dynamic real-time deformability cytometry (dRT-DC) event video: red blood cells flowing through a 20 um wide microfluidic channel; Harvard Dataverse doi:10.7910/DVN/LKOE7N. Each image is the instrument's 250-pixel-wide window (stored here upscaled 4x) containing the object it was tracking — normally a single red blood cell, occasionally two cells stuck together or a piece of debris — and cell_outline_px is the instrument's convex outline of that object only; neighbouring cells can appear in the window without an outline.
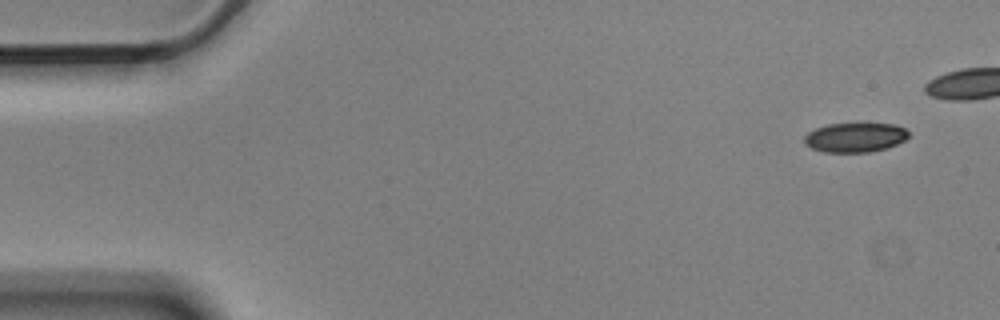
{"species": "Egyptian fruit bat (a non-hibernating species)", "species_latin": "Rousettus aegyptiacus", "temperature_condition": "cold", "stored_images_in_passage": 14, "camera_frame_rate_fps": 3000, "um_per_image_px": 0.085, "animal": {"sex": "male"}, "frame": {"image": 1, "passage_image": 1, "time_ms": 0.0, "image_size_px": [1000, 320], "cell_outline_px": [[908, 136], [904, 140], [888, 148], [868, 152], [824, 152], [812, 148], [804, 144], [804, 136], [808, 132], [816, 128], [828, 124], [892, 124], [904, 128], [908, 132]], "centroid_in_image_um": [72.65, 11.69], "position_along_channel_um": 12.3, "area_um2": 17.74}}
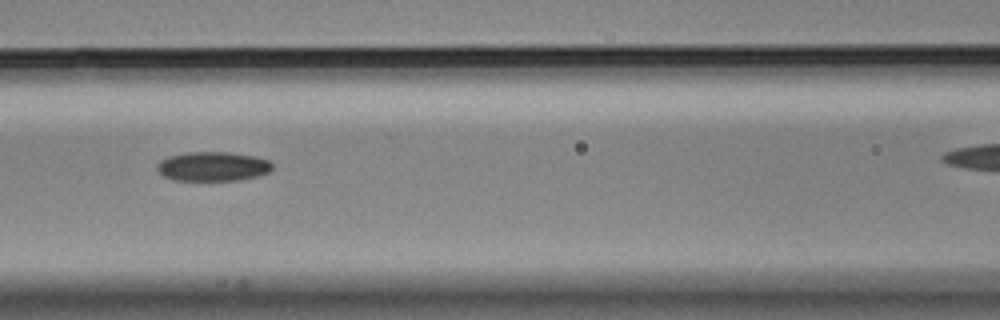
{"frame": {"image": 2, "passage_image": 7, "time_ms": 2.0, "image_size_px": [1000, 320], "cell_outline_px": [[272, 168], [268, 172], [256, 176], [240, 180], [172, 180], [164, 176], [156, 168], [156, 164], [160, 160], [168, 156], [188, 152], [228, 152], [256, 156], [268, 160], [272, 164]], "centroid_in_image_um": [18.07, 14.14], "position_along_channel_um": 148.5, "area_um2": 19.71}}
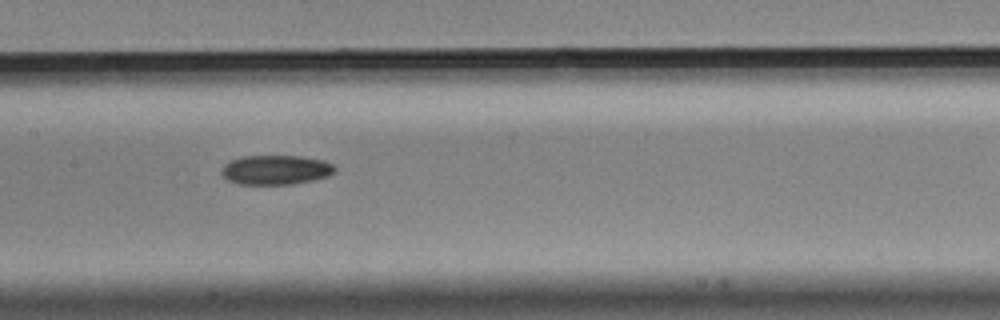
{"frame": {"image": 3, "passage_image": 8, "time_ms": 2.333, "image_size_px": [1000, 320], "cell_outline_px": [[336, 172], [328, 176], [312, 180], [292, 184], [240, 184], [228, 180], [220, 172], [220, 168], [228, 160], [244, 156], [300, 156], [324, 160], [332, 164], [336, 168]], "centroid_in_image_um": [23.43, 14.43], "position_along_channel_um": 184.0, "area_um2": 19.59}}